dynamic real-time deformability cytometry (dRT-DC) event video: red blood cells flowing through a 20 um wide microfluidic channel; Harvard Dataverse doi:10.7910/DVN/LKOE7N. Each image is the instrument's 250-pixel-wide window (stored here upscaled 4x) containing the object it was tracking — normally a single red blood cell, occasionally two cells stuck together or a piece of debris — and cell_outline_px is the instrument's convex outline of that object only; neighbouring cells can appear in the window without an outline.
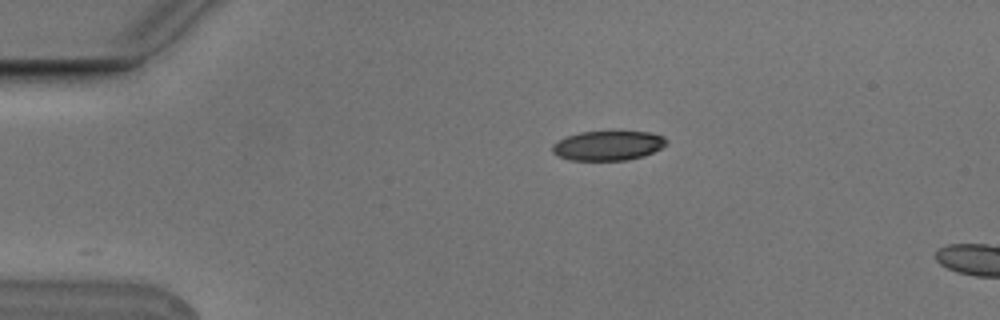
{"species": "Egyptian fruit bat (a non-hibernating species)", "species_latin": "Rousettus aegyptiacus", "temperature_condition": "cold", "stored_images_in_passage": 6, "camera_frame_rate_fps": 3000, "um_per_image_px": 0.085, "animal": {"sex": "male"}, "frame": {"image": 1, "passage_image": 6, "time_ms": 1.667, "image_size_px": [1000, 320], "cell_outline_px": [[668, 144], [644, 156], [628, 160], [568, 160], [556, 156], [552, 152], [552, 144], [564, 136], [580, 132], [648, 132], [664, 136], [668, 140]], "centroid_in_image_um": [51.65, 12.38], "position_along_channel_um": 33.4, "area_um2": 19.83}}